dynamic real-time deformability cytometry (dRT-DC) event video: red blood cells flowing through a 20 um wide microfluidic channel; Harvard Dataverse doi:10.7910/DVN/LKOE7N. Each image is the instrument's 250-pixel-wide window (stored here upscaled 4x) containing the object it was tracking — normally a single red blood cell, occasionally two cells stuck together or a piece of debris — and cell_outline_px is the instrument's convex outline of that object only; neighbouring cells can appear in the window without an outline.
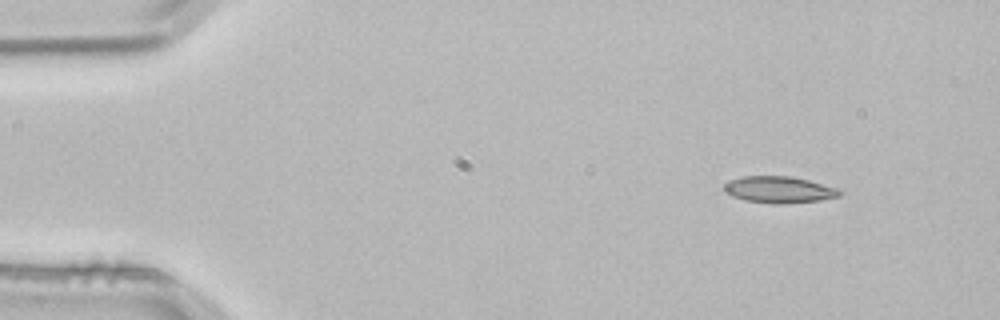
{"species": "common noctule bat (a hibernating species)", "species_latin": "Nyctalus noctula", "temperature_condition": "room temperature", "stored_images_in_passage": 3, "camera_frame_rate_fps": 3000, "um_per_image_px": 0.085, "animal": {"sex": "male", "body_mass_g": 21.5, "forearm_length_mm": 52.0}, "frame": {"image": 1, "passage_image": 1, "time_ms": 0.0, "image_size_px": [1000, 320], "cell_outline_px": [[844, 192], [840, 196], [820, 200], [784, 204], [772, 204], [744, 200], [732, 196], [724, 192], [724, 184], [740, 176], [788, 176], [808, 180], [840, 188]], "centroid_in_image_um": [66.25, 16.13], "position_along_channel_um": 18.8, "area_um2": 18.09}}